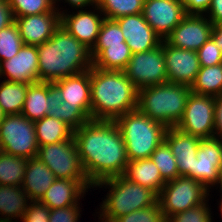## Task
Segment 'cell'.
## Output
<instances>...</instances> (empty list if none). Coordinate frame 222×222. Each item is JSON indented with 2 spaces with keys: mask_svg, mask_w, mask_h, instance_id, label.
<instances>
[{
  "mask_svg": "<svg viewBox=\"0 0 222 222\" xmlns=\"http://www.w3.org/2000/svg\"><path fill=\"white\" fill-rule=\"evenodd\" d=\"M73 137L85 175L93 186L124 174L128 164L126 145L115 121L89 120L73 131Z\"/></svg>",
  "mask_w": 222,
  "mask_h": 222,
  "instance_id": "1",
  "label": "cell"
},
{
  "mask_svg": "<svg viewBox=\"0 0 222 222\" xmlns=\"http://www.w3.org/2000/svg\"><path fill=\"white\" fill-rule=\"evenodd\" d=\"M38 82H54L89 70L91 50L61 25L46 42L37 45Z\"/></svg>",
  "mask_w": 222,
  "mask_h": 222,
  "instance_id": "2",
  "label": "cell"
},
{
  "mask_svg": "<svg viewBox=\"0 0 222 222\" xmlns=\"http://www.w3.org/2000/svg\"><path fill=\"white\" fill-rule=\"evenodd\" d=\"M91 120L115 121L138 107V89L124 71L90 68Z\"/></svg>",
  "mask_w": 222,
  "mask_h": 222,
  "instance_id": "3",
  "label": "cell"
},
{
  "mask_svg": "<svg viewBox=\"0 0 222 222\" xmlns=\"http://www.w3.org/2000/svg\"><path fill=\"white\" fill-rule=\"evenodd\" d=\"M97 187L109 189L106 198L100 204L99 212H96L100 215L98 219L101 222H114L118 217L158 202V195L154 191L131 182L123 175L104 179L93 186Z\"/></svg>",
  "mask_w": 222,
  "mask_h": 222,
  "instance_id": "4",
  "label": "cell"
},
{
  "mask_svg": "<svg viewBox=\"0 0 222 222\" xmlns=\"http://www.w3.org/2000/svg\"><path fill=\"white\" fill-rule=\"evenodd\" d=\"M191 89L187 85L171 82L138 90V109L149 118L167 128L181 120Z\"/></svg>",
  "mask_w": 222,
  "mask_h": 222,
  "instance_id": "5",
  "label": "cell"
},
{
  "mask_svg": "<svg viewBox=\"0 0 222 222\" xmlns=\"http://www.w3.org/2000/svg\"><path fill=\"white\" fill-rule=\"evenodd\" d=\"M126 145L128 161L148 159L165 140L167 127L146 116L138 108L115 120Z\"/></svg>",
  "mask_w": 222,
  "mask_h": 222,
  "instance_id": "6",
  "label": "cell"
},
{
  "mask_svg": "<svg viewBox=\"0 0 222 222\" xmlns=\"http://www.w3.org/2000/svg\"><path fill=\"white\" fill-rule=\"evenodd\" d=\"M209 192L196 179L179 176L166 182L158 195V202L167 220L172 215L204 203L210 196Z\"/></svg>",
  "mask_w": 222,
  "mask_h": 222,
  "instance_id": "7",
  "label": "cell"
},
{
  "mask_svg": "<svg viewBox=\"0 0 222 222\" xmlns=\"http://www.w3.org/2000/svg\"><path fill=\"white\" fill-rule=\"evenodd\" d=\"M38 148L34 122L22 114L5 115L0 124V150L31 159Z\"/></svg>",
  "mask_w": 222,
  "mask_h": 222,
  "instance_id": "8",
  "label": "cell"
},
{
  "mask_svg": "<svg viewBox=\"0 0 222 222\" xmlns=\"http://www.w3.org/2000/svg\"><path fill=\"white\" fill-rule=\"evenodd\" d=\"M36 157L44 162L56 179H88L74 137L71 140L40 146Z\"/></svg>",
  "mask_w": 222,
  "mask_h": 222,
  "instance_id": "9",
  "label": "cell"
},
{
  "mask_svg": "<svg viewBox=\"0 0 222 222\" xmlns=\"http://www.w3.org/2000/svg\"><path fill=\"white\" fill-rule=\"evenodd\" d=\"M123 71L138 90L168 82L164 40L160 46L152 50L132 54Z\"/></svg>",
  "mask_w": 222,
  "mask_h": 222,
  "instance_id": "10",
  "label": "cell"
},
{
  "mask_svg": "<svg viewBox=\"0 0 222 222\" xmlns=\"http://www.w3.org/2000/svg\"><path fill=\"white\" fill-rule=\"evenodd\" d=\"M214 111L215 97L196 94L191 91L183 116L175 127L183 133L200 139L213 138Z\"/></svg>",
  "mask_w": 222,
  "mask_h": 222,
  "instance_id": "11",
  "label": "cell"
},
{
  "mask_svg": "<svg viewBox=\"0 0 222 222\" xmlns=\"http://www.w3.org/2000/svg\"><path fill=\"white\" fill-rule=\"evenodd\" d=\"M213 26L206 15L187 14L164 40L176 48L198 51L211 38Z\"/></svg>",
  "mask_w": 222,
  "mask_h": 222,
  "instance_id": "12",
  "label": "cell"
},
{
  "mask_svg": "<svg viewBox=\"0 0 222 222\" xmlns=\"http://www.w3.org/2000/svg\"><path fill=\"white\" fill-rule=\"evenodd\" d=\"M142 14L163 40L187 15L179 0H145Z\"/></svg>",
  "mask_w": 222,
  "mask_h": 222,
  "instance_id": "13",
  "label": "cell"
},
{
  "mask_svg": "<svg viewBox=\"0 0 222 222\" xmlns=\"http://www.w3.org/2000/svg\"><path fill=\"white\" fill-rule=\"evenodd\" d=\"M93 9L97 12L81 9L75 13L67 14V12H64L65 10L61 11L59 9L60 25L90 50L97 42L100 28L105 19L97 5Z\"/></svg>",
  "mask_w": 222,
  "mask_h": 222,
  "instance_id": "14",
  "label": "cell"
},
{
  "mask_svg": "<svg viewBox=\"0 0 222 222\" xmlns=\"http://www.w3.org/2000/svg\"><path fill=\"white\" fill-rule=\"evenodd\" d=\"M164 57L168 82L191 87L201 68L197 51L176 48L164 40Z\"/></svg>",
  "mask_w": 222,
  "mask_h": 222,
  "instance_id": "15",
  "label": "cell"
},
{
  "mask_svg": "<svg viewBox=\"0 0 222 222\" xmlns=\"http://www.w3.org/2000/svg\"><path fill=\"white\" fill-rule=\"evenodd\" d=\"M196 156L193 179L209 190L218 182L219 169L222 166V140L218 138L201 139Z\"/></svg>",
  "mask_w": 222,
  "mask_h": 222,
  "instance_id": "16",
  "label": "cell"
},
{
  "mask_svg": "<svg viewBox=\"0 0 222 222\" xmlns=\"http://www.w3.org/2000/svg\"><path fill=\"white\" fill-rule=\"evenodd\" d=\"M132 54L152 50L162 43V38L144 19L143 14L127 15L115 20Z\"/></svg>",
  "mask_w": 222,
  "mask_h": 222,
  "instance_id": "17",
  "label": "cell"
},
{
  "mask_svg": "<svg viewBox=\"0 0 222 222\" xmlns=\"http://www.w3.org/2000/svg\"><path fill=\"white\" fill-rule=\"evenodd\" d=\"M24 44L40 45L49 40L60 26L59 7L52 12L14 17Z\"/></svg>",
  "mask_w": 222,
  "mask_h": 222,
  "instance_id": "18",
  "label": "cell"
},
{
  "mask_svg": "<svg viewBox=\"0 0 222 222\" xmlns=\"http://www.w3.org/2000/svg\"><path fill=\"white\" fill-rule=\"evenodd\" d=\"M32 84L38 82V51L36 45L24 44L18 54L0 62V78Z\"/></svg>",
  "mask_w": 222,
  "mask_h": 222,
  "instance_id": "19",
  "label": "cell"
},
{
  "mask_svg": "<svg viewBox=\"0 0 222 222\" xmlns=\"http://www.w3.org/2000/svg\"><path fill=\"white\" fill-rule=\"evenodd\" d=\"M200 138L181 132L176 127L168 128L165 141L172 150L179 171V176L193 178V169Z\"/></svg>",
  "mask_w": 222,
  "mask_h": 222,
  "instance_id": "20",
  "label": "cell"
},
{
  "mask_svg": "<svg viewBox=\"0 0 222 222\" xmlns=\"http://www.w3.org/2000/svg\"><path fill=\"white\" fill-rule=\"evenodd\" d=\"M91 187L93 185L88 179H56L40 201L50 210L73 206L79 203Z\"/></svg>",
  "mask_w": 222,
  "mask_h": 222,
  "instance_id": "21",
  "label": "cell"
},
{
  "mask_svg": "<svg viewBox=\"0 0 222 222\" xmlns=\"http://www.w3.org/2000/svg\"><path fill=\"white\" fill-rule=\"evenodd\" d=\"M47 101L50 106L47 115L63 121L73 131L91 120V115L81 105L63 101L60 90L52 82H48Z\"/></svg>",
  "mask_w": 222,
  "mask_h": 222,
  "instance_id": "22",
  "label": "cell"
},
{
  "mask_svg": "<svg viewBox=\"0 0 222 222\" xmlns=\"http://www.w3.org/2000/svg\"><path fill=\"white\" fill-rule=\"evenodd\" d=\"M52 83L60 90L63 101L81 105L91 115L90 69Z\"/></svg>",
  "mask_w": 222,
  "mask_h": 222,
  "instance_id": "23",
  "label": "cell"
},
{
  "mask_svg": "<svg viewBox=\"0 0 222 222\" xmlns=\"http://www.w3.org/2000/svg\"><path fill=\"white\" fill-rule=\"evenodd\" d=\"M56 180L54 173L37 157L28 159L21 187L30 201L41 200Z\"/></svg>",
  "mask_w": 222,
  "mask_h": 222,
  "instance_id": "24",
  "label": "cell"
},
{
  "mask_svg": "<svg viewBox=\"0 0 222 222\" xmlns=\"http://www.w3.org/2000/svg\"><path fill=\"white\" fill-rule=\"evenodd\" d=\"M123 176L131 182L151 189L157 195L160 194L166 184L159 169L150 158L128 161Z\"/></svg>",
  "mask_w": 222,
  "mask_h": 222,
  "instance_id": "25",
  "label": "cell"
},
{
  "mask_svg": "<svg viewBox=\"0 0 222 222\" xmlns=\"http://www.w3.org/2000/svg\"><path fill=\"white\" fill-rule=\"evenodd\" d=\"M28 200L30 198L21 186L0 185V222H17L12 221L15 218L21 220L29 207Z\"/></svg>",
  "mask_w": 222,
  "mask_h": 222,
  "instance_id": "26",
  "label": "cell"
},
{
  "mask_svg": "<svg viewBox=\"0 0 222 222\" xmlns=\"http://www.w3.org/2000/svg\"><path fill=\"white\" fill-rule=\"evenodd\" d=\"M34 125L39 147L73 138V130L63 121L52 116L47 115L34 121Z\"/></svg>",
  "mask_w": 222,
  "mask_h": 222,
  "instance_id": "27",
  "label": "cell"
},
{
  "mask_svg": "<svg viewBox=\"0 0 222 222\" xmlns=\"http://www.w3.org/2000/svg\"><path fill=\"white\" fill-rule=\"evenodd\" d=\"M48 82H36L28 86L25 103L21 112L31 121L47 116L50 106L47 101Z\"/></svg>",
  "mask_w": 222,
  "mask_h": 222,
  "instance_id": "28",
  "label": "cell"
},
{
  "mask_svg": "<svg viewBox=\"0 0 222 222\" xmlns=\"http://www.w3.org/2000/svg\"><path fill=\"white\" fill-rule=\"evenodd\" d=\"M29 85L6 80L0 83V108L5 115L21 114Z\"/></svg>",
  "mask_w": 222,
  "mask_h": 222,
  "instance_id": "29",
  "label": "cell"
},
{
  "mask_svg": "<svg viewBox=\"0 0 222 222\" xmlns=\"http://www.w3.org/2000/svg\"><path fill=\"white\" fill-rule=\"evenodd\" d=\"M196 94L217 97L222 94V63L214 66H201L190 87Z\"/></svg>",
  "mask_w": 222,
  "mask_h": 222,
  "instance_id": "30",
  "label": "cell"
},
{
  "mask_svg": "<svg viewBox=\"0 0 222 222\" xmlns=\"http://www.w3.org/2000/svg\"><path fill=\"white\" fill-rule=\"evenodd\" d=\"M131 57L132 52L127 45V42H122V45L109 46L104 49L92 61V67L101 70L123 71Z\"/></svg>",
  "mask_w": 222,
  "mask_h": 222,
  "instance_id": "31",
  "label": "cell"
},
{
  "mask_svg": "<svg viewBox=\"0 0 222 222\" xmlns=\"http://www.w3.org/2000/svg\"><path fill=\"white\" fill-rule=\"evenodd\" d=\"M27 158L14 156L0 150V185L21 186Z\"/></svg>",
  "mask_w": 222,
  "mask_h": 222,
  "instance_id": "32",
  "label": "cell"
},
{
  "mask_svg": "<svg viewBox=\"0 0 222 222\" xmlns=\"http://www.w3.org/2000/svg\"><path fill=\"white\" fill-rule=\"evenodd\" d=\"M145 0H97L106 19L116 20L127 15L142 14Z\"/></svg>",
  "mask_w": 222,
  "mask_h": 222,
  "instance_id": "33",
  "label": "cell"
},
{
  "mask_svg": "<svg viewBox=\"0 0 222 222\" xmlns=\"http://www.w3.org/2000/svg\"><path fill=\"white\" fill-rule=\"evenodd\" d=\"M122 42H126L122 30L115 20L104 19L98 39L91 50L92 61L109 46L122 45Z\"/></svg>",
  "mask_w": 222,
  "mask_h": 222,
  "instance_id": "34",
  "label": "cell"
},
{
  "mask_svg": "<svg viewBox=\"0 0 222 222\" xmlns=\"http://www.w3.org/2000/svg\"><path fill=\"white\" fill-rule=\"evenodd\" d=\"M150 159L155 163L160 171V175L165 182L179 177L176 159L168 143L164 140L152 153Z\"/></svg>",
  "mask_w": 222,
  "mask_h": 222,
  "instance_id": "35",
  "label": "cell"
},
{
  "mask_svg": "<svg viewBox=\"0 0 222 222\" xmlns=\"http://www.w3.org/2000/svg\"><path fill=\"white\" fill-rule=\"evenodd\" d=\"M24 45L15 21L0 30V62L7 61L17 55Z\"/></svg>",
  "mask_w": 222,
  "mask_h": 222,
  "instance_id": "36",
  "label": "cell"
},
{
  "mask_svg": "<svg viewBox=\"0 0 222 222\" xmlns=\"http://www.w3.org/2000/svg\"><path fill=\"white\" fill-rule=\"evenodd\" d=\"M14 17L52 12L55 0H8Z\"/></svg>",
  "mask_w": 222,
  "mask_h": 222,
  "instance_id": "37",
  "label": "cell"
},
{
  "mask_svg": "<svg viewBox=\"0 0 222 222\" xmlns=\"http://www.w3.org/2000/svg\"><path fill=\"white\" fill-rule=\"evenodd\" d=\"M114 222H166V218L159 202H157L153 206L118 217Z\"/></svg>",
  "mask_w": 222,
  "mask_h": 222,
  "instance_id": "38",
  "label": "cell"
},
{
  "mask_svg": "<svg viewBox=\"0 0 222 222\" xmlns=\"http://www.w3.org/2000/svg\"><path fill=\"white\" fill-rule=\"evenodd\" d=\"M207 199L204 203L170 216L166 222H212L211 208Z\"/></svg>",
  "mask_w": 222,
  "mask_h": 222,
  "instance_id": "39",
  "label": "cell"
},
{
  "mask_svg": "<svg viewBox=\"0 0 222 222\" xmlns=\"http://www.w3.org/2000/svg\"><path fill=\"white\" fill-rule=\"evenodd\" d=\"M201 66H214L222 63V51L210 38L198 51Z\"/></svg>",
  "mask_w": 222,
  "mask_h": 222,
  "instance_id": "40",
  "label": "cell"
},
{
  "mask_svg": "<svg viewBox=\"0 0 222 222\" xmlns=\"http://www.w3.org/2000/svg\"><path fill=\"white\" fill-rule=\"evenodd\" d=\"M50 209L40 200L30 201L24 212L22 222H49Z\"/></svg>",
  "mask_w": 222,
  "mask_h": 222,
  "instance_id": "41",
  "label": "cell"
},
{
  "mask_svg": "<svg viewBox=\"0 0 222 222\" xmlns=\"http://www.w3.org/2000/svg\"><path fill=\"white\" fill-rule=\"evenodd\" d=\"M80 203L50 210L49 222H76L80 220Z\"/></svg>",
  "mask_w": 222,
  "mask_h": 222,
  "instance_id": "42",
  "label": "cell"
},
{
  "mask_svg": "<svg viewBox=\"0 0 222 222\" xmlns=\"http://www.w3.org/2000/svg\"><path fill=\"white\" fill-rule=\"evenodd\" d=\"M186 14L205 15L211 6V0H179Z\"/></svg>",
  "mask_w": 222,
  "mask_h": 222,
  "instance_id": "43",
  "label": "cell"
},
{
  "mask_svg": "<svg viewBox=\"0 0 222 222\" xmlns=\"http://www.w3.org/2000/svg\"><path fill=\"white\" fill-rule=\"evenodd\" d=\"M15 21L8 0H0V30L10 26Z\"/></svg>",
  "mask_w": 222,
  "mask_h": 222,
  "instance_id": "44",
  "label": "cell"
},
{
  "mask_svg": "<svg viewBox=\"0 0 222 222\" xmlns=\"http://www.w3.org/2000/svg\"><path fill=\"white\" fill-rule=\"evenodd\" d=\"M215 118H214V135L213 138L222 140V94L215 97Z\"/></svg>",
  "mask_w": 222,
  "mask_h": 222,
  "instance_id": "45",
  "label": "cell"
},
{
  "mask_svg": "<svg viewBox=\"0 0 222 222\" xmlns=\"http://www.w3.org/2000/svg\"><path fill=\"white\" fill-rule=\"evenodd\" d=\"M205 15L213 25L222 24V0H211V6Z\"/></svg>",
  "mask_w": 222,
  "mask_h": 222,
  "instance_id": "46",
  "label": "cell"
},
{
  "mask_svg": "<svg viewBox=\"0 0 222 222\" xmlns=\"http://www.w3.org/2000/svg\"><path fill=\"white\" fill-rule=\"evenodd\" d=\"M58 1H62V0H55V8L56 5L58 3ZM65 3H68L69 6L73 8H75L76 10L78 9H84V7H89V6H96L97 5V0H64Z\"/></svg>",
  "mask_w": 222,
  "mask_h": 222,
  "instance_id": "47",
  "label": "cell"
},
{
  "mask_svg": "<svg viewBox=\"0 0 222 222\" xmlns=\"http://www.w3.org/2000/svg\"><path fill=\"white\" fill-rule=\"evenodd\" d=\"M211 38L222 51V24H215L213 26Z\"/></svg>",
  "mask_w": 222,
  "mask_h": 222,
  "instance_id": "48",
  "label": "cell"
},
{
  "mask_svg": "<svg viewBox=\"0 0 222 222\" xmlns=\"http://www.w3.org/2000/svg\"><path fill=\"white\" fill-rule=\"evenodd\" d=\"M218 186H219V184H220V187H219V189L221 190V193H222V166H221V168L219 169V177H218V182L216 183ZM220 197H222V195L220 196Z\"/></svg>",
  "mask_w": 222,
  "mask_h": 222,
  "instance_id": "49",
  "label": "cell"
},
{
  "mask_svg": "<svg viewBox=\"0 0 222 222\" xmlns=\"http://www.w3.org/2000/svg\"><path fill=\"white\" fill-rule=\"evenodd\" d=\"M4 118H5V114L3 110L0 108V124L3 122Z\"/></svg>",
  "mask_w": 222,
  "mask_h": 222,
  "instance_id": "50",
  "label": "cell"
},
{
  "mask_svg": "<svg viewBox=\"0 0 222 222\" xmlns=\"http://www.w3.org/2000/svg\"><path fill=\"white\" fill-rule=\"evenodd\" d=\"M220 199H221L220 204H219V205H220V206H219V207H220V212H221V215H220V216H222V197H221Z\"/></svg>",
  "mask_w": 222,
  "mask_h": 222,
  "instance_id": "51",
  "label": "cell"
}]
</instances>
